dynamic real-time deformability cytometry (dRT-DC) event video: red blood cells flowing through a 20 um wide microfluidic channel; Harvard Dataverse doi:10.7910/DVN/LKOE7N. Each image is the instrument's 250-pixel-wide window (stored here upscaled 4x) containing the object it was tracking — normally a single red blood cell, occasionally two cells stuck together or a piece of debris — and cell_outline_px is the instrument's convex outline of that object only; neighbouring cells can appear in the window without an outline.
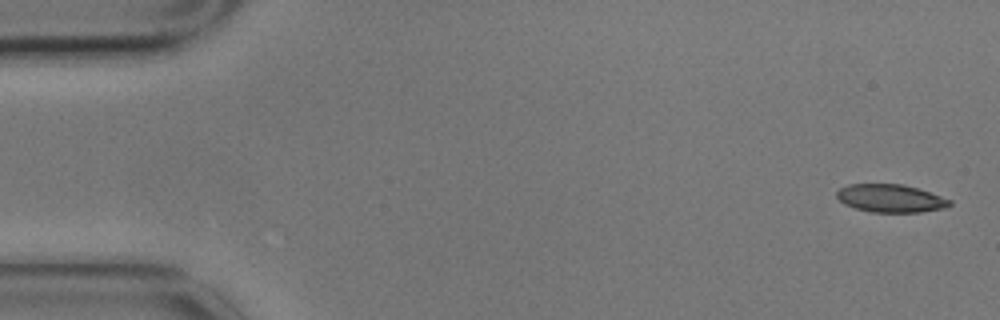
{"species": "common noctule bat (a hibernating species)", "species_latin": "Nyctalus noctula", "temperature_condition": "cold", "stored_images_in_passage": 6, "camera_frame_rate_fps": 3000, "um_per_image_px": 0.085, "animal": {"sex": "male", "body_mass_g": 17.9}, "frame": {"image": 1, "passage_image": 1, "time_ms": 0.0, "image_size_px": [1000, 320], "cell_outline_px": [[952, 204], [948, 208], [920, 212], [872, 212], [856, 208], [844, 204], [836, 196], [836, 192], [840, 188], [848, 184], [904, 184], [952, 200]], "centroid_in_image_um": [75.71, 16.86], "position_along_channel_um": 9.3, "area_um2": 18.38}}
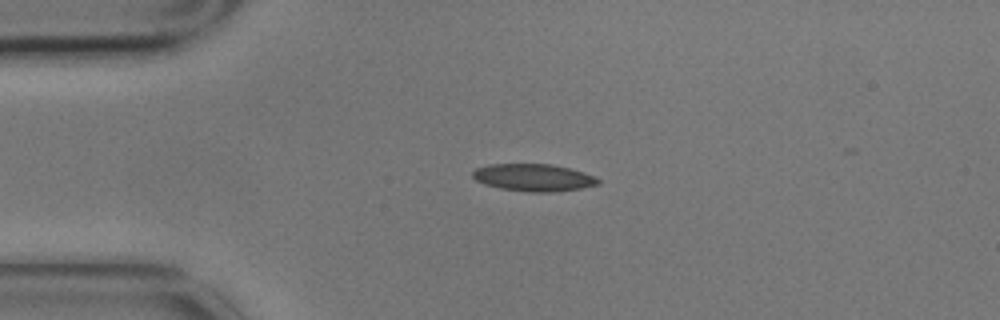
{"frame": {"image": 2, "passage_image": 4, "time_ms": 1.0, "image_size_px": [1000, 320], "cell_outline_px": [[600, 184], [580, 188], [552, 192], [528, 192], [500, 188], [484, 184], [476, 180], [472, 176], [472, 172], [476, 168], [488, 164], [552, 164], [584, 172], [600, 180]], "centroid_in_image_um": [45.32, 15.09], "position_along_channel_um": 39.7, "area_um2": 19.88}}